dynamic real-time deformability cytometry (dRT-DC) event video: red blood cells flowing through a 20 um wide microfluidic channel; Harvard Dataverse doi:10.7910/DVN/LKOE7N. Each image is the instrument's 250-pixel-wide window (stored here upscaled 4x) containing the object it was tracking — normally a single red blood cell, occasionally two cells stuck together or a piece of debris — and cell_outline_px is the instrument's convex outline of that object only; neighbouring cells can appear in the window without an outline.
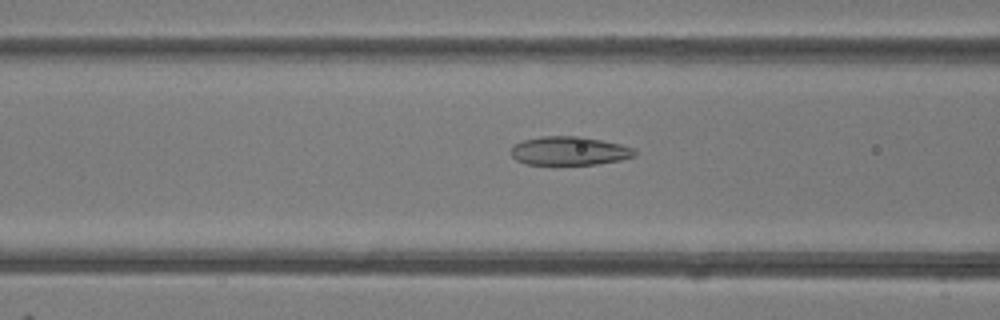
{"species": "common noctule bat (a hibernating species)", "species_latin": "Nyctalus noctula", "temperature_condition": "room temperature", "stored_images_in_passage": 46, "camera_frame_rate_fps": 3000, "um_per_image_px": 0.085, "animal": {"sex": "female"}, "frame": {"image": 1, "passage_image": 16, "time_ms": 5.0, "image_size_px": [1000, 320], "cell_outline_px": [[636, 156], [620, 160], [596, 164], [528, 164], [516, 160], [512, 156], [512, 148], [516, 144], [524, 140], [540, 136], [580, 136], [620, 144], [632, 148], [636, 152]], "centroid_in_image_um": [48.41, 12.82], "position_along_channel_um": 118.2, "area_um2": 20.4}}
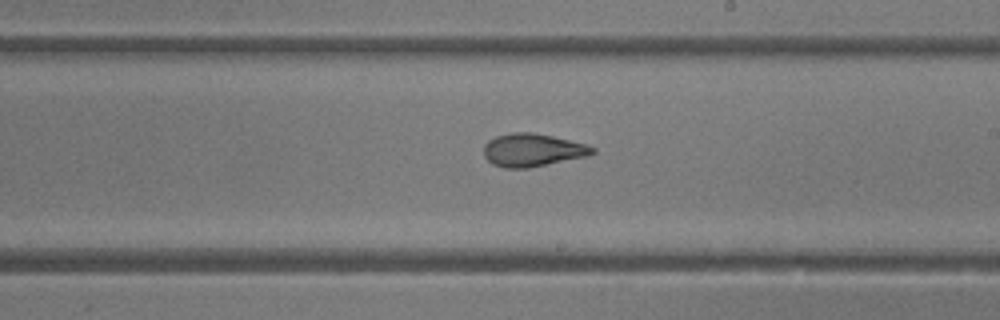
{"frame": {"image": 2, "passage_image": 25, "time_ms": 8.0, "image_size_px": [1000, 320], "cell_outline_px": [[596, 152], [588, 156], [528, 168], [504, 168], [492, 164], [484, 156], [484, 144], [488, 140], [496, 136], [512, 132], [532, 132], [552, 136], [588, 144], [596, 148]], "centroid_in_image_um": [45.28, 12.75], "position_along_channel_um": 243.7, "area_um2": 21.04}}
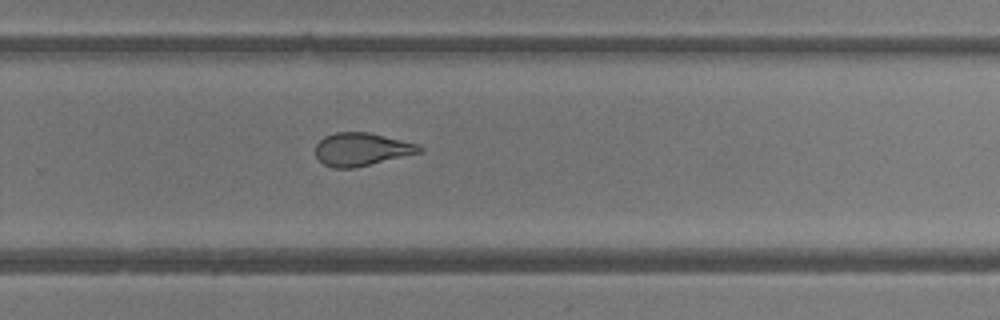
{"frame": {"image": 3, "passage_image": 29, "time_ms": 9.333, "image_size_px": [1000, 320], "cell_outline_px": [[424, 148], [420, 152], [356, 168], [332, 168], [324, 164], [316, 156], [316, 144], [324, 136], [336, 132], [368, 132], [416, 144]], "centroid_in_image_um": [30.69, 12.7], "position_along_channel_um": 299.1, "area_um2": 19.77}, "authors_computed_cell_mechanics": {"area_um2": 22.2819, "velocity_mm_per_s": 4.1781, "shape_relaxation_time_tau1_ms": null, "shape_relaxation_time_tau2_ms": 1.406, "deformation_change_tau1": null, "deformation_change_tau2": 0.0898}}